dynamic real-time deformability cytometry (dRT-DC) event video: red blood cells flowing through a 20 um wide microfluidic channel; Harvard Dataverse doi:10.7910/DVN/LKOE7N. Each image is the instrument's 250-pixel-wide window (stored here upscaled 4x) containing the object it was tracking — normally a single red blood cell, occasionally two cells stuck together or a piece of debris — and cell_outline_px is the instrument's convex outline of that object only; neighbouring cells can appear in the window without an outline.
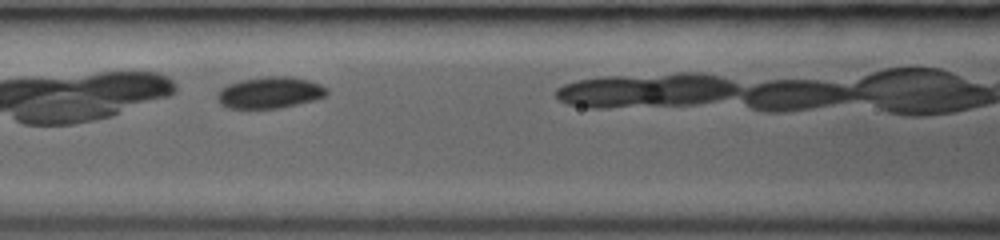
{"species": "common noctule bat (a hibernating species)", "species_latin": "Nyctalus noctula", "temperature_condition": "room temperature", "stored_images_in_passage": 13, "camera_frame_rate_fps": 3000, "um_per_image_px": 0.085, "animal": {"sex": "female", "body_mass_g": 19.0, "forearm_length_mm": 53.3}, "frame": {"image": 1, "passage_image": 4, "time_ms": 1.667, "image_size_px": [1000, 240], "cell_outline_px": [[328, 92], [324, 96], [316, 100], [280, 108], [228, 108], [220, 104], [216, 96], [220, 88], [228, 84], [240, 80], [268, 76], [292, 76], [308, 80], [320, 84], [328, 88]], "centroid_in_image_um": [22.94, 7.87], "position_along_channel_um": 143.7, "area_um2": 20.23}}